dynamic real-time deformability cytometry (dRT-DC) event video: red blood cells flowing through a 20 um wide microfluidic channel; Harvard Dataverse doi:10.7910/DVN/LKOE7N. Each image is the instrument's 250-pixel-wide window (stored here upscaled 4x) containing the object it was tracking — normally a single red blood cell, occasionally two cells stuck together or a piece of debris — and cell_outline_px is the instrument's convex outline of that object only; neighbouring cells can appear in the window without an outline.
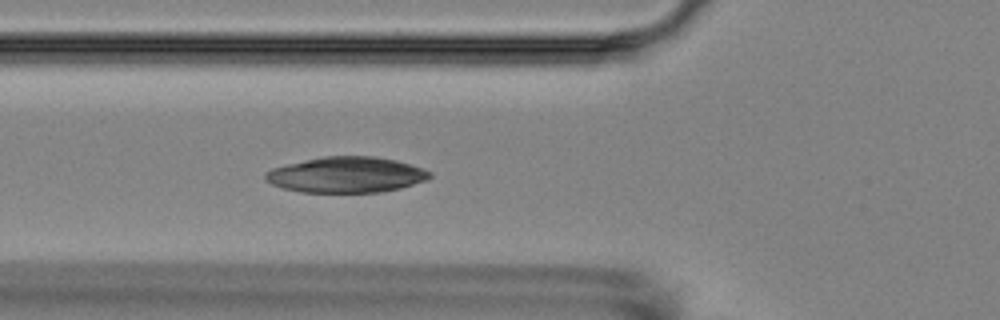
{"species": "Egyptian fruit bat (a non-hibernating species)", "species_latin": "Rousettus aegyptiacus", "temperature_condition": "room temperature", "stored_images_in_passage": 6, "camera_frame_rate_fps": 3000, "um_per_image_px": 0.085, "animal": {"sex": "female"}, "frame": {"image": 1, "passage_image": 6, "time_ms": 6.667, "image_size_px": [1000, 320], "cell_outline_px": [[432, 176], [428, 180], [400, 188], [380, 192], [300, 192], [284, 188], [272, 184], [264, 180], [264, 172], [272, 168], [288, 164], [324, 156], [376, 156], [396, 160], [432, 172]], "centroid_in_image_um": [29.43, 14.86], "position_along_channel_um": 96.4, "area_um2": 34.16}}